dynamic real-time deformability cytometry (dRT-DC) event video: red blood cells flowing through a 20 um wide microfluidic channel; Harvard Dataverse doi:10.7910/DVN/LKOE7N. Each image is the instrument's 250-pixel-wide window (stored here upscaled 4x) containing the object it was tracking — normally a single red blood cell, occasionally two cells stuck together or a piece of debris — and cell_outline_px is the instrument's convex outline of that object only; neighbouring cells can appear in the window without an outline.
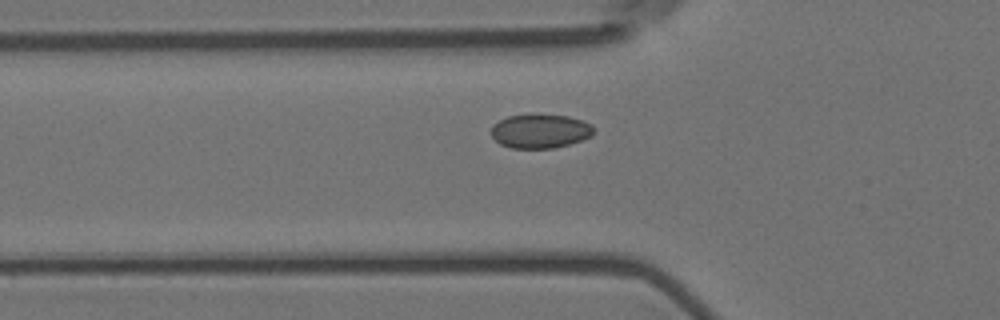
{"species": "Egyptian fruit bat (a non-hibernating species)", "species_latin": "Rousettus aegyptiacus", "temperature_condition": "room temperature", "stored_images_in_passage": 35, "camera_frame_rate_fps": 3000, "um_per_image_px": 0.085, "animal": {"sex": "female"}, "frame": {"image": 1, "passage_image": 2, "time_ms": 0.333, "image_size_px": [1000, 320], "cell_outline_px": [[596, 128], [592, 136], [568, 144], [552, 148], [512, 148], [500, 144], [492, 136], [492, 124], [508, 116], [532, 112], [568, 116], [592, 124]], "centroid_in_image_um": [45.92, 11.11], "position_along_channel_um": 79.9, "area_um2": 20.75}}
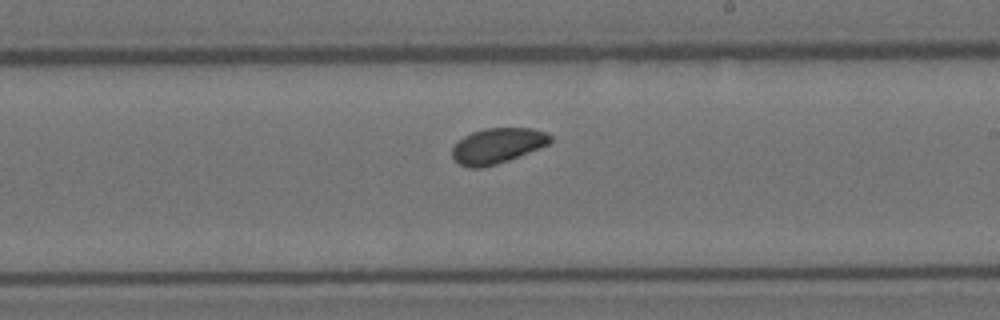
{"frame": {"image": 2, "passage_image": 16, "time_ms": 5.0, "image_size_px": [1000, 320], "cell_outline_px": [[552, 140], [548, 144], [508, 160], [496, 164], [480, 168], [468, 168], [460, 164], [452, 156], [452, 144], [456, 140], [472, 132], [484, 128], [532, 128], [548, 132], [552, 136]], "centroid_in_image_um": [42.25, 12.37], "position_along_channel_um": 246.8, "area_um2": 20.29}}
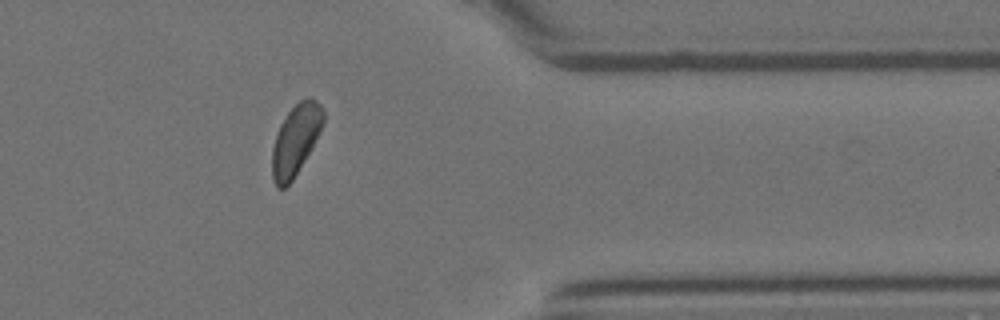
{"frame": {"image": 3, "passage_image": 29, "time_ms": 9.333, "image_size_px": [1000, 320], "cell_outline_px": [[324, 124], [320, 132], [292, 180], [284, 188], [276, 188], [272, 176], [272, 148], [280, 124], [288, 112], [300, 100], [308, 96], [316, 100], [320, 104], [324, 112]], "centroid_in_image_um": [25.13, 11.86], "position_along_channel_um": 386.3, "area_um2": 20.75}}